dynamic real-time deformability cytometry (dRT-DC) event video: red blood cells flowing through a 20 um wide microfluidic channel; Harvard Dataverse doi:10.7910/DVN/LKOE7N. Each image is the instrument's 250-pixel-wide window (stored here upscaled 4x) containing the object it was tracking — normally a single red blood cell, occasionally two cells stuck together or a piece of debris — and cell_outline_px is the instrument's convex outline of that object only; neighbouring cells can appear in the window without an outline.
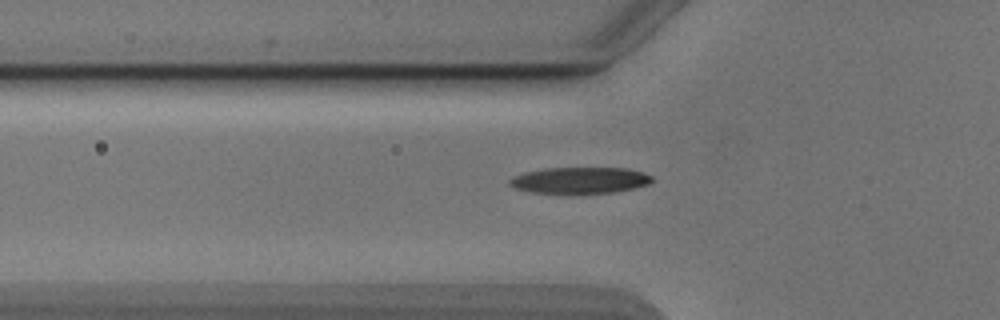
{"species": "Egyptian fruit bat (a non-hibernating species)", "species_latin": "Rousettus aegyptiacus", "temperature_condition": "cold", "stored_images_in_passage": 30, "camera_frame_rate_fps": 3000, "um_per_image_px": 0.085, "animal": {"sex": "male"}, "frame": {"image": 1, "passage_image": 7, "time_ms": 2.0, "image_size_px": [1000, 320], "cell_outline_px": [[652, 180], [648, 184], [616, 192], [572, 196], [532, 192], [516, 188], [508, 184], [508, 180], [512, 176], [524, 172], [544, 168], [628, 168], [652, 176]], "centroid_in_image_um": [49.22, 15.36], "position_along_channel_um": 76.6, "area_um2": 22.6}}
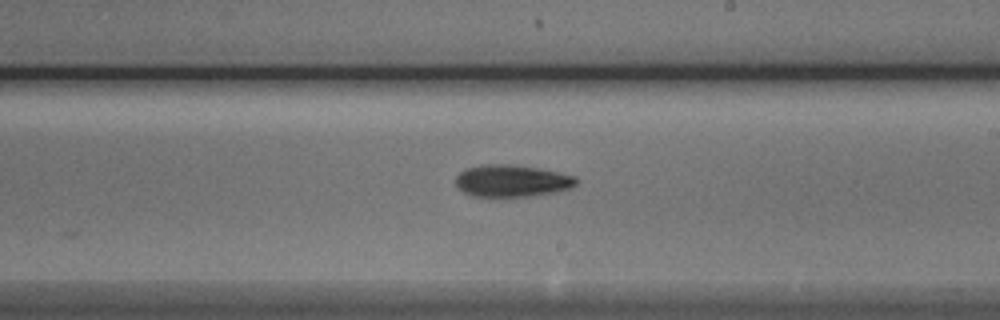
{"frame": {"image": 2, "passage_image": 20, "time_ms": 6.333, "image_size_px": [1000, 320], "cell_outline_px": [[576, 184], [572, 188], [556, 192], [528, 196], [472, 196], [456, 188], [456, 176], [464, 168], [484, 164], [508, 164], [536, 168], [576, 176]], "centroid_in_image_um": [43.47, 15.37], "position_along_channel_um": 245.5, "area_um2": 22.43}}
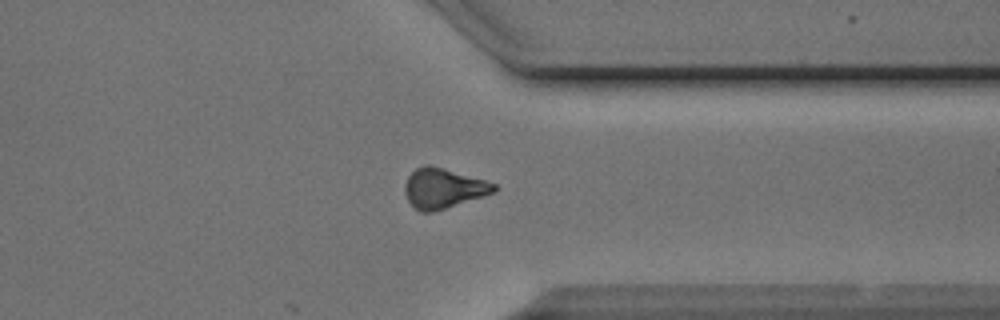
{"frame": {"image": 3, "passage_image": 30, "time_ms": 9.667, "image_size_px": [1000, 320], "cell_outline_px": [[496, 192], [432, 212], [420, 212], [408, 200], [404, 192], [404, 184], [408, 176], [416, 168], [424, 164], [432, 164], [484, 180], [496, 184]], "centroid_in_image_um": [37.66, 15.98], "position_along_channel_um": 373.7, "area_um2": 20.69}, "authors_computed_cell_mechanics": {"area_um2": 22.1374, "velocity_mm_per_s": 3.8902, "shape_relaxation_time_tau1_ms": 2.8579, "shape_relaxation_time_tau2_ms": null, "deformation_change_tau1": 0.1078, "deformation_change_tau2": null}}